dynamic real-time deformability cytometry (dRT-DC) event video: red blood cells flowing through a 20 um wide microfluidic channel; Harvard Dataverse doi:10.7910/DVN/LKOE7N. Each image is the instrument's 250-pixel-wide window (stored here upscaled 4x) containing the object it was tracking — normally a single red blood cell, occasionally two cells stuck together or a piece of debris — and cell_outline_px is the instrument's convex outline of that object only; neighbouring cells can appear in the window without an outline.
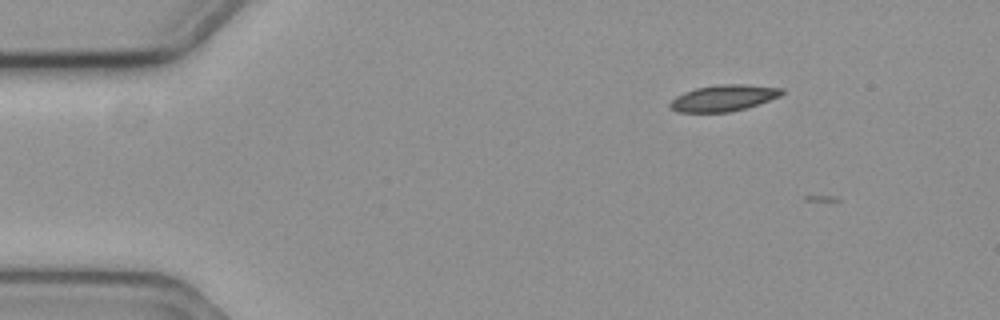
{"species": "common noctule bat (a hibernating species)", "species_latin": "Nyctalus noctula", "temperature_condition": "cold", "stored_images_in_passage": 4, "camera_frame_rate_fps": 3000, "um_per_image_px": 0.085, "animal": {"sex": "female", "body_mass_g": 19.3, "forearm_length_mm": 54.1}, "frame": {"image": 1, "passage_image": 3, "time_ms": 0.667, "image_size_px": [1000, 320], "cell_outline_px": [[784, 92], [780, 96], [744, 108], [728, 112], [676, 112], [668, 104], [676, 96], [684, 92], [696, 88], [724, 84], [748, 84], [784, 88]], "centroid_in_image_um": [61.5, 8.32], "position_along_channel_um": 23.5, "area_um2": 16.94}}